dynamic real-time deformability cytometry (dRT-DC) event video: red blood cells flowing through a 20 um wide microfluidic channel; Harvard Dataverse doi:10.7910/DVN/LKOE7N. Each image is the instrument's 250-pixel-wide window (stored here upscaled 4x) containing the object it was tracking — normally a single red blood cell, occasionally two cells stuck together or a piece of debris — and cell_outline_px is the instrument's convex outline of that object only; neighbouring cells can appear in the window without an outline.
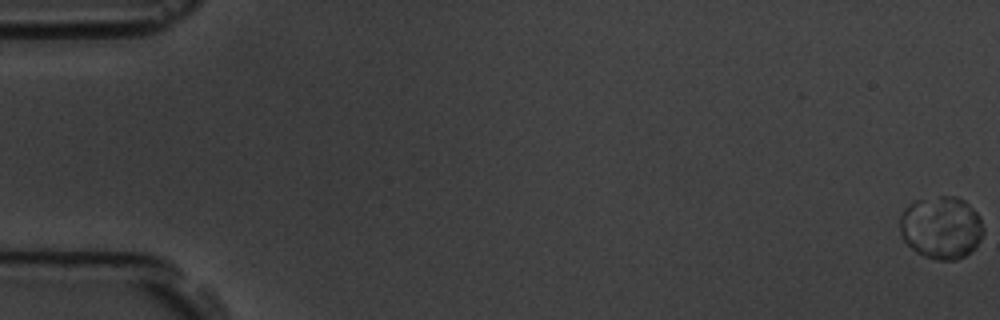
{"species": "common noctule bat (a hibernating species)", "species_latin": "Nyctalus noctula", "temperature_condition": "room temperature", "stored_images_in_passage": 11, "camera_frame_rate_fps": 3000, "um_per_image_px": 0.085, "animal": {"sex": "male", "body_mass_g": 19.5, "forearm_length_mm": 54.6}, "frame": {"image": 1, "passage_image": 1, "time_ms": 0.0, "image_size_px": [1000, 320], "cell_outline_px": [[984, 232], [980, 240], [964, 256], [956, 260], [936, 260], [924, 256], [916, 252], [904, 240], [900, 232], [900, 216], [904, 208], [916, 200], [940, 196], [956, 196], [964, 200], [980, 216], [984, 228]], "centroid_in_image_um": [80.0, 19.33], "position_along_channel_um": 5.0, "area_um2": 30.46}}
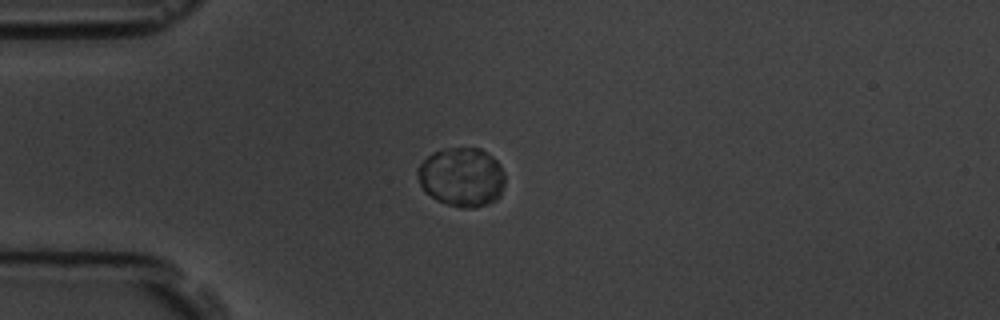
{"frame": {"image": 2, "passage_image": 5, "time_ms": 5.333, "image_size_px": [1000, 320], "cell_outline_px": [[504, 184], [500, 196], [476, 208], [460, 208], [436, 200], [424, 192], [420, 184], [416, 172], [416, 168], [432, 152], [452, 148], [480, 148], [488, 152], [500, 164], [504, 172]], "centroid_in_image_um": [39.23, 15.05], "position_along_channel_um": 45.8, "area_um2": 30.17}}
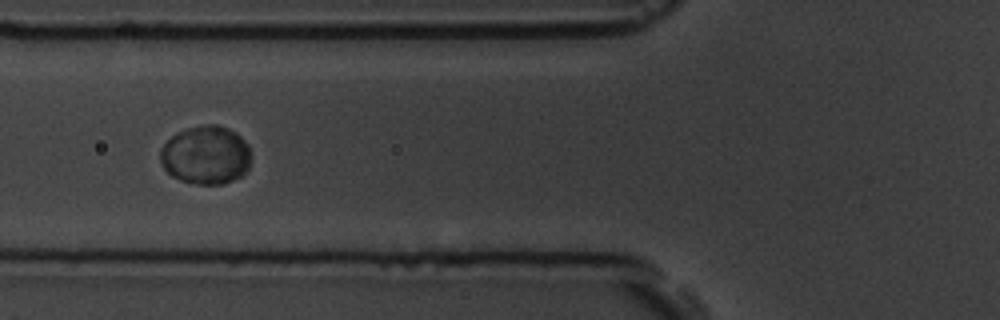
{"frame": {"image": 3, "passage_image": 7, "time_ms": 7.667, "image_size_px": [1000, 320], "cell_outline_px": [[248, 168], [240, 176], [224, 184], [196, 184], [180, 180], [172, 176], [164, 168], [160, 160], [160, 148], [176, 132], [188, 128], [204, 124], [216, 124], [228, 128], [236, 132], [248, 144]], "centroid_in_image_um": [17.46, 13.17], "position_along_channel_um": 108.3, "area_um2": 30.81}}